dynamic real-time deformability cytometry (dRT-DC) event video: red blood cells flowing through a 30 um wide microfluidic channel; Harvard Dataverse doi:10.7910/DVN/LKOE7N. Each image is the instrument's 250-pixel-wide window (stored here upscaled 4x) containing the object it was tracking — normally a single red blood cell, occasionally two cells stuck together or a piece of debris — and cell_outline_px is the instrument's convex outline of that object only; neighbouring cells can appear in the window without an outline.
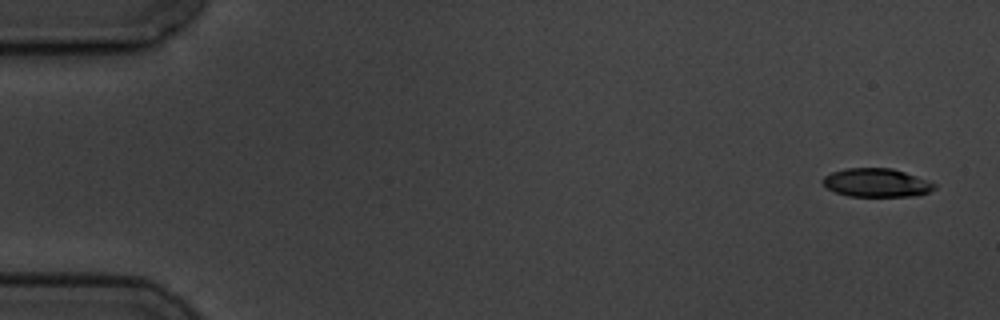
{"species": "common noctule bat (a hibernating species)", "species_latin": "Nyctalus noctula", "temperature_condition": "cold", "stored_images_in_passage": 5, "camera_frame_rate_fps": 3000, "um_per_image_px": 0.085, "animal": {"sex": "male", "body_mass_g": 19.5, "forearm_length_mm": 54.6}, "frame": {"image": 1, "passage_image": 1, "time_ms": 0.0, "image_size_px": [1000, 320], "cell_outline_px": [[936, 188], [928, 192], [916, 196], [848, 196], [836, 192], [828, 188], [820, 180], [824, 176], [832, 172], [848, 168], [892, 168], [916, 176], [936, 184]], "centroid_in_image_um": [74.5, 15.53], "position_along_channel_um": 10.5, "area_um2": 18.44}}
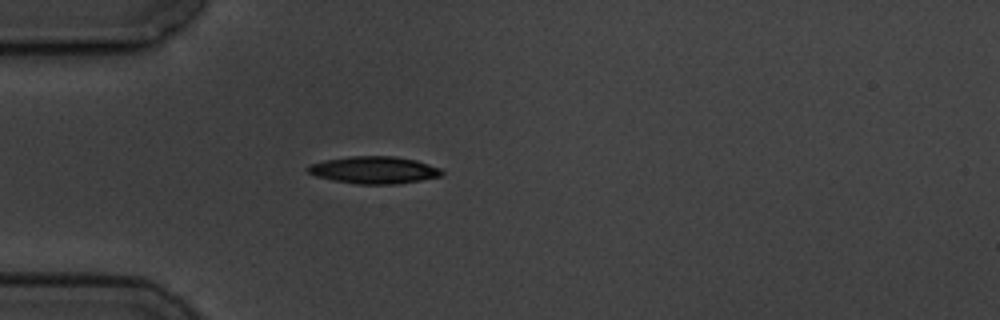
{"frame": {"image": 2, "passage_image": 5, "time_ms": 4.667, "image_size_px": [1000, 320], "cell_outline_px": [[444, 172], [440, 176], [420, 180], [396, 184], [356, 184], [332, 180], [316, 176], [308, 172], [304, 168], [308, 164], [324, 160], [348, 156], [396, 156], [416, 160], [440, 168]], "centroid_in_image_um": [31.74, 14.44], "position_along_channel_um": 53.3, "area_um2": 21.39}}